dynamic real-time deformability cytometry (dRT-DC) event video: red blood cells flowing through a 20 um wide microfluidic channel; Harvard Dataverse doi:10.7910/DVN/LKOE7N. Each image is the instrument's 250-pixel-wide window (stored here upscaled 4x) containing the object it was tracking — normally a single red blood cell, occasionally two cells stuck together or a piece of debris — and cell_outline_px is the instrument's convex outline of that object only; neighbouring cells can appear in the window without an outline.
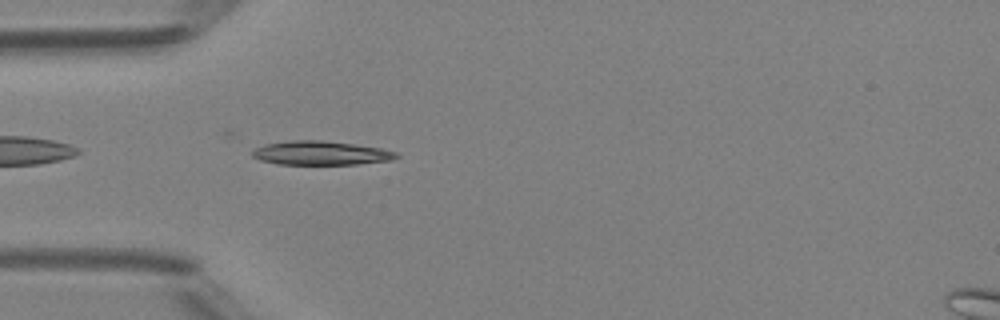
{"species": "Egyptian fruit bat (a non-hibernating species)", "species_latin": "Rousettus aegyptiacus", "temperature_condition": "room temperature", "stored_images_in_passage": 30, "camera_frame_rate_fps": 3000, "um_per_image_px": 0.085, "animal": {"sex": "female"}, "frame": {"image": 1, "passage_image": 2, "time_ms": 0.333, "image_size_px": [1000, 320], "cell_outline_px": [[400, 156], [392, 160], [356, 164], [276, 164], [260, 160], [252, 156], [252, 152], [256, 148], [264, 144], [296, 140], [320, 140], [352, 144], [380, 148], [396, 152]], "centroid_in_image_um": [27.26, 13.01], "position_along_channel_um": 57.7, "area_um2": 19.88}}
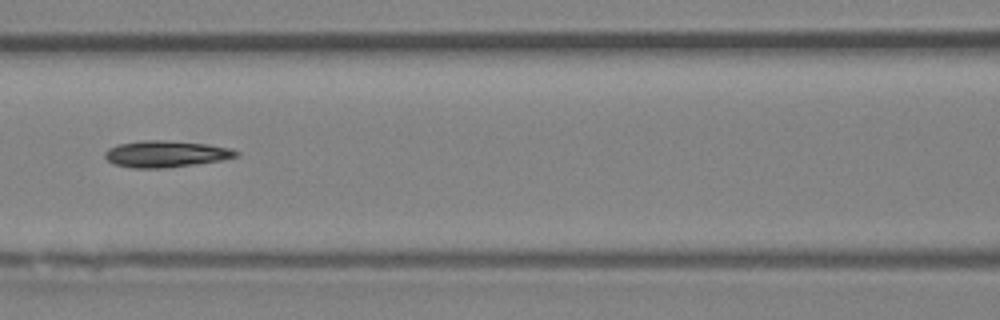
{"frame": {"image": 2, "passage_image": 9, "time_ms": 2.667, "image_size_px": [1000, 320], "cell_outline_px": [[240, 156], [220, 160], [164, 168], [132, 168], [112, 164], [104, 156], [104, 152], [108, 148], [116, 144], [140, 140], [160, 140], [208, 144], [232, 148], [240, 152]], "centroid_in_image_um": [14.07, 13.08], "position_along_channel_um": 152.5, "area_um2": 20.4}}
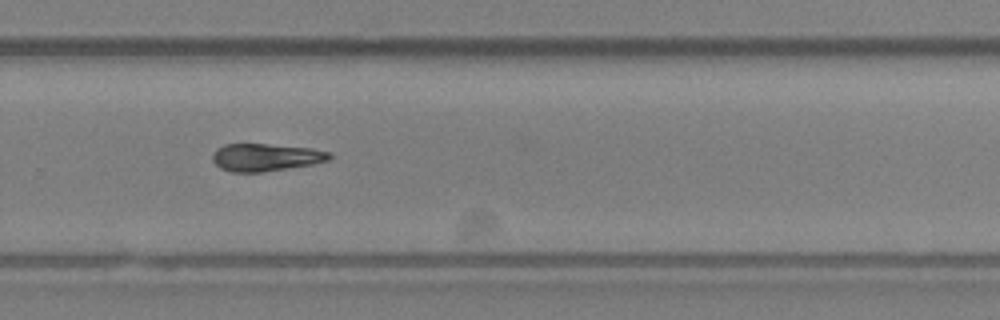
{"frame": {"image": 3, "passage_image": 20, "time_ms": 6.333, "image_size_px": [1000, 320], "cell_outline_px": [[332, 156], [328, 160], [312, 164], [288, 168], [260, 172], [232, 172], [220, 168], [212, 160], [212, 156], [216, 148], [224, 144], [268, 144], [312, 148], [332, 152]], "centroid_in_image_um": [22.58, 13.36], "position_along_channel_um": 307.2, "area_um2": 18.79}, "authors_computed_cell_mechanics": {"area_um2": 19.1029, "velocity_mm_per_s": 4.2281, "shape_relaxation_time_tau1_ms": 4.0572, "shape_relaxation_time_tau2_ms": null, "deformation_change_tau1": 0.1185, "deformation_change_tau2": null}}